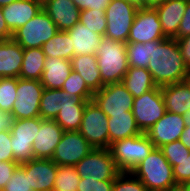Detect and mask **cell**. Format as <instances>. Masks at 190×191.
Wrapping results in <instances>:
<instances>
[{"label": "cell", "instance_id": "cell-26", "mask_svg": "<svg viewBox=\"0 0 190 191\" xmlns=\"http://www.w3.org/2000/svg\"><path fill=\"white\" fill-rule=\"evenodd\" d=\"M67 32L71 37L74 56L95 54L103 38L102 35L92 32L91 29L85 27V25L80 22Z\"/></svg>", "mask_w": 190, "mask_h": 191}, {"label": "cell", "instance_id": "cell-39", "mask_svg": "<svg viewBox=\"0 0 190 191\" xmlns=\"http://www.w3.org/2000/svg\"><path fill=\"white\" fill-rule=\"evenodd\" d=\"M2 191H33L29 185L25 170L19 165Z\"/></svg>", "mask_w": 190, "mask_h": 191}, {"label": "cell", "instance_id": "cell-32", "mask_svg": "<svg viewBox=\"0 0 190 191\" xmlns=\"http://www.w3.org/2000/svg\"><path fill=\"white\" fill-rule=\"evenodd\" d=\"M126 52L129 67L146 68L152 53V41L146 43H127Z\"/></svg>", "mask_w": 190, "mask_h": 191}, {"label": "cell", "instance_id": "cell-12", "mask_svg": "<svg viewBox=\"0 0 190 191\" xmlns=\"http://www.w3.org/2000/svg\"><path fill=\"white\" fill-rule=\"evenodd\" d=\"M164 35L155 8L142 7L136 12L130 29L127 43H146L149 41H163Z\"/></svg>", "mask_w": 190, "mask_h": 191}, {"label": "cell", "instance_id": "cell-23", "mask_svg": "<svg viewBox=\"0 0 190 191\" xmlns=\"http://www.w3.org/2000/svg\"><path fill=\"white\" fill-rule=\"evenodd\" d=\"M160 88L166 111L182 115L190 109V82L188 80Z\"/></svg>", "mask_w": 190, "mask_h": 191}, {"label": "cell", "instance_id": "cell-17", "mask_svg": "<svg viewBox=\"0 0 190 191\" xmlns=\"http://www.w3.org/2000/svg\"><path fill=\"white\" fill-rule=\"evenodd\" d=\"M64 130L54 120L42 119L32 145L34 158L51 159Z\"/></svg>", "mask_w": 190, "mask_h": 191}, {"label": "cell", "instance_id": "cell-30", "mask_svg": "<svg viewBox=\"0 0 190 191\" xmlns=\"http://www.w3.org/2000/svg\"><path fill=\"white\" fill-rule=\"evenodd\" d=\"M46 58H62L70 60L74 57L71 37L67 31H58L48 42L42 45Z\"/></svg>", "mask_w": 190, "mask_h": 191}, {"label": "cell", "instance_id": "cell-20", "mask_svg": "<svg viewBox=\"0 0 190 191\" xmlns=\"http://www.w3.org/2000/svg\"><path fill=\"white\" fill-rule=\"evenodd\" d=\"M43 10L60 31H68L80 19V10L72 0H44Z\"/></svg>", "mask_w": 190, "mask_h": 191}, {"label": "cell", "instance_id": "cell-2", "mask_svg": "<svg viewBox=\"0 0 190 191\" xmlns=\"http://www.w3.org/2000/svg\"><path fill=\"white\" fill-rule=\"evenodd\" d=\"M131 172L148 190L172 191L179 188L174 180L172 166L160 148H154Z\"/></svg>", "mask_w": 190, "mask_h": 191}, {"label": "cell", "instance_id": "cell-43", "mask_svg": "<svg viewBox=\"0 0 190 191\" xmlns=\"http://www.w3.org/2000/svg\"><path fill=\"white\" fill-rule=\"evenodd\" d=\"M18 166L19 164L14 161L0 162V191L9 182L10 177Z\"/></svg>", "mask_w": 190, "mask_h": 191}, {"label": "cell", "instance_id": "cell-40", "mask_svg": "<svg viewBox=\"0 0 190 191\" xmlns=\"http://www.w3.org/2000/svg\"><path fill=\"white\" fill-rule=\"evenodd\" d=\"M174 180L178 187L190 183V154L177 165L172 166Z\"/></svg>", "mask_w": 190, "mask_h": 191}, {"label": "cell", "instance_id": "cell-16", "mask_svg": "<svg viewBox=\"0 0 190 191\" xmlns=\"http://www.w3.org/2000/svg\"><path fill=\"white\" fill-rule=\"evenodd\" d=\"M20 166L25 170L33 191H52L54 189L58 165L51 159L34 158Z\"/></svg>", "mask_w": 190, "mask_h": 191}, {"label": "cell", "instance_id": "cell-50", "mask_svg": "<svg viewBox=\"0 0 190 191\" xmlns=\"http://www.w3.org/2000/svg\"><path fill=\"white\" fill-rule=\"evenodd\" d=\"M165 1L166 0H142V7L154 8L155 6H157L160 3H163Z\"/></svg>", "mask_w": 190, "mask_h": 191}, {"label": "cell", "instance_id": "cell-7", "mask_svg": "<svg viewBox=\"0 0 190 191\" xmlns=\"http://www.w3.org/2000/svg\"><path fill=\"white\" fill-rule=\"evenodd\" d=\"M138 9L136 5L126 0H111L110 5L105 10L107 27L104 36L127 43Z\"/></svg>", "mask_w": 190, "mask_h": 191}, {"label": "cell", "instance_id": "cell-25", "mask_svg": "<svg viewBox=\"0 0 190 191\" xmlns=\"http://www.w3.org/2000/svg\"><path fill=\"white\" fill-rule=\"evenodd\" d=\"M72 71L71 61L62 58H46L41 84L47 89H61Z\"/></svg>", "mask_w": 190, "mask_h": 191}, {"label": "cell", "instance_id": "cell-31", "mask_svg": "<svg viewBox=\"0 0 190 191\" xmlns=\"http://www.w3.org/2000/svg\"><path fill=\"white\" fill-rule=\"evenodd\" d=\"M85 106L86 105L66 106L60 109L54 121L59 124L64 131H79Z\"/></svg>", "mask_w": 190, "mask_h": 191}, {"label": "cell", "instance_id": "cell-35", "mask_svg": "<svg viewBox=\"0 0 190 191\" xmlns=\"http://www.w3.org/2000/svg\"><path fill=\"white\" fill-rule=\"evenodd\" d=\"M17 78H0V112L9 115L17 98Z\"/></svg>", "mask_w": 190, "mask_h": 191}, {"label": "cell", "instance_id": "cell-13", "mask_svg": "<svg viewBox=\"0 0 190 191\" xmlns=\"http://www.w3.org/2000/svg\"><path fill=\"white\" fill-rule=\"evenodd\" d=\"M93 149L79 131H64L51 160L58 166H75Z\"/></svg>", "mask_w": 190, "mask_h": 191}, {"label": "cell", "instance_id": "cell-36", "mask_svg": "<svg viewBox=\"0 0 190 191\" xmlns=\"http://www.w3.org/2000/svg\"><path fill=\"white\" fill-rule=\"evenodd\" d=\"M62 90L69 92L72 97H80L82 100H92L93 92L87 87L85 80L75 71L65 80Z\"/></svg>", "mask_w": 190, "mask_h": 191}, {"label": "cell", "instance_id": "cell-38", "mask_svg": "<svg viewBox=\"0 0 190 191\" xmlns=\"http://www.w3.org/2000/svg\"><path fill=\"white\" fill-rule=\"evenodd\" d=\"M145 185L132 172H120L114 179L112 191H145Z\"/></svg>", "mask_w": 190, "mask_h": 191}, {"label": "cell", "instance_id": "cell-18", "mask_svg": "<svg viewBox=\"0 0 190 191\" xmlns=\"http://www.w3.org/2000/svg\"><path fill=\"white\" fill-rule=\"evenodd\" d=\"M88 101L82 100L80 97H75L62 89H47L43 90L40 99V117L42 119L54 120L60 109L66 106L86 105Z\"/></svg>", "mask_w": 190, "mask_h": 191}, {"label": "cell", "instance_id": "cell-33", "mask_svg": "<svg viewBox=\"0 0 190 191\" xmlns=\"http://www.w3.org/2000/svg\"><path fill=\"white\" fill-rule=\"evenodd\" d=\"M81 177L75 166H58L54 190L57 191H77Z\"/></svg>", "mask_w": 190, "mask_h": 191}, {"label": "cell", "instance_id": "cell-47", "mask_svg": "<svg viewBox=\"0 0 190 191\" xmlns=\"http://www.w3.org/2000/svg\"><path fill=\"white\" fill-rule=\"evenodd\" d=\"M13 37L12 31L8 28L2 9L0 7V41L8 40Z\"/></svg>", "mask_w": 190, "mask_h": 191}, {"label": "cell", "instance_id": "cell-21", "mask_svg": "<svg viewBox=\"0 0 190 191\" xmlns=\"http://www.w3.org/2000/svg\"><path fill=\"white\" fill-rule=\"evenodd\" d=\"M187 7V0H166L155 6L162 31L167 38H174Z\"/></svg>", "mask_w": 190, "mask_h": 191}, {"label": "cell", "instance_id": "cell-42", "mask_svg": "<svg viewBox=\"0 0 190 191\" xmlns=\"http://www.w3.org/2000/svg\"><path fill=\"white\" fill-rule=\"evenodd\" d=\"M3 161H14L11 147V131L9 128L0 131V162Z\"/></svg>", "mask_w": 190, "mask_h": 191}, {"label": "cell", "instance_id": "cell-41", "mask_svg": "<svg viewBox=\"0 0 190 191\" xmlns=\"http://www.w3.org/2000/svg\"><path fill=\"white\" fill-rule=\"evenodd\" d=\"M114 180H91L81 178L77 191H112Z\"/></svg>", "mask_w": 190, "mask_h": 191}, {"label": "cell", "instance_id": "cell-22", "mask_svg": "<svg viewBox=\"0 0 190 191\" xmlns=\"http://www.w3.org/2000/svg\"><path fill=\"white\" fill-rule=\"evenodd\" d=\"M23 52L13 38L0 41V78H20Z\"/></svg>", "mask_w": 190, "mask_h": 191}, {"label": "cell", "instance_id": "cell-1", "mask_svg": "<svg viewBox=\"0 0 190 191\" xmlns=\"http://www.w3.org/2000/svg\"><path fill=\"white\" fill-rule=\"evenodd\" d=\"M147 70L159 87L185 81L190 75L175 38L152 41V53Z\"/></svg>", "mask_w": 190, "mask_h": 191}, {"label": "cell", "instance_id": "cell-19", "mask_svg": "<svg viewBox=\"0 0 190 191\" xmlns=\"http://www.w3.org/2000/svg\"><path fill=\"white\" fill-rule=\"evenodd\" d=\"M8 28L14 33L43 9L41 0H17L1 7Z\"/></svg>", "mask_w": 190, "mask_h": 191}, {"label": "cell", "instance_id": "cell-44", "mask_svg": "<svg viewBox=\"0 0 190 191\" xmlns=\"http://www.w3.org/2000/svg\"><path fill=\"white\" fill-rule=\"evenodd\" d=\"M80 11L86 9L106 10L111 0H72Z\"/></svg>", "mask_w": 190, "mask_h": 191}, {"label": "cell", "instance_id": "cell-52", "mask_svg": "<svg viewBox=\"0 0 190 191\" xmlns=\"http://www.w3.org/2000/svg\"><path fill=\"white\" fill-rule=\"evenodd\" d=\"M126 1L136 5L138 8H142V0H126Z\"/></svg>", "mask_w": 190, "mask_h": 191}, {"label": "cell", "instance_id": "cell-49", "mask_svg": "<svg viewBox=\"0 0 190 191\" xmlns=\"http://www.w3.org/2000/svg\"><path fill=\"white\" fill-rule=\"evenodd\" d=\"M10 118L7 114L0 112V131H4L9 128Z\"/></svg>", "mask_w": 190, "mask_h": 191}, {"label": "cell", "instance_id": "cell-34", "mask_svg": "<svg viewBox=\"0 0 190 191\" xmlns=\"http://www.w3.org/2000/svg\"><path fill=\"white\" fill-rule=\"evenodd\" d=\"M79 22L92 32L104 36L107 27L105 10L86 9L80 11Z\"/></svg>", "mask_w": 190, "mask_h": 191}, {"label": "cell", "instance_id": "cell-27", "mask_svg": "<svg viewBox=\"0 0 190 191\" xmlns=\"http://www.w3.org/2000/svg\"><path fill=\"white\" fill-rule=\"evenodd\" d=\"M109 147L111 143L142 134L132 111L108 117Z\"/></svg>", "mask_w": 190, "mask_h": 191}, {"label": "cell", "instance_id": "cell-8", "mask_svg": "<svg viewBox=\"0 0 190 191\" xmlns=\"http://www.w3.org/2000/svg\"><path fill=\"white\" fill-rule=\"evenodd\" d=\"M40 80L17 78V98L8 115L10 119L40 117V99L44 90Z\"/></svg>", "mask_w": 190, "mask_h": 191}, {"label": "cell", "instance_id": "cell-37", "mask_svg": "<svg viewBox=\"0 0 190 191\" xmlns=\"http://www.w3.org/2000/svg\"><path fill=\"white\" fill-rule=\"evenodd\" d=\"M160 149L171 166L177 165L190 154V150L180 140L164 144Z\"/></svg>", "mask_w": 190, "mask_h": 191}, {"label": "cell", "instance_id": "cell-10", "mask_svg": "<svg viewBox=\"0 0 190 191\" xmlns=\"http://www.w3.org/2000/svg\"><path fill=\"white\" fill-rule=\"evenodd\" d=\"M108 117L97 104L88 101L82 117L80 134L94 148L109 149Z\"/></svg>", "mask_w": 190, "mask_h": 191}, {"label": "cell", "instance_id": "cell-24", "mask_svg": "<svg viewBox=\"0 0 190 191\" xmlns=\"http://www.w3.org/2000/svg\"><path fill=\"white\" fill-rule=\"evenodd\" d=\"M72 70L77 72L93 92L102 88L101 74L98 68L96 54L77 55L70 59Z\"/></svg>", "mask_w": 190, "mask_h": 191}, {"label": "cell", "instance_id": "cell-4", "mask_svg": "<svg viewBox=\"0 0 190 191\" xmlns=\"http://www.w3.org/2000/svg\"><path fill=\"white\" fill-rule=\"evenodd\" d=\"M155 148L145 133L111 143L109 150L120 172H131Z\"/></svg>", "mask_w": 190, "mask_h": 191}, {"label": "cell", "instance_id": "cell-48", "mask_svg": "<svg viewBox=\"0 0 190 191\" xmlns=\"http://www.w3.org/2000/svg\"><path fill=\"white\" fill-rule=\"evenodd\" d=\"M179 140L190 150V126H185Z\"/></svg>", "mask_w": 190, "mask_h": 191}, {"label": "cell", "instance_id": "cell-46", "mask_svg": "<svg viewBox=\"0 0 190 191\" xmlns=\"http://www.w3.org/2000/svg\"><path fill=\"white\" fill-rule=\"evenodd\" d=\"M176 40L178 41V46L181 51V56L186 66L190 70V35Z\"/></svg>", "mask_w": 190, "mask_h": 191}, {"label": "cell", "instance_id": "cell-45", "mask_svg": "<svg viewBox=\"0 0 190 191\" xmlns=\"http://www.w3.org/2000/svg\"><path fill=\"white\" fill-rule=\"evenodd\" d=\"M188 35H190V0H187L185 13L179 25L178 33L174 38L180 39Z\"/></svg>", "mask_w": 190, "mask_h": 191}, {"label": "cell", "instance_id": "cell-55", "mask_svg": "<svg viewBox=\"0 0 190 191\" xmlns=\"http://www.w3.org/2000/svg\"><path fill=\"white\" fill-rule=\"evenodd\" d=\"M172 191H183V190L179 187V188L174 189V190H172Z\"/></svg>", "mask_w": 190, "mask_h": 191}, {"label": "cell", "instance_id": "cell-15", "mask_svg": "<svg viewBox=\"0 0 190 191\" xmlns=\"http://www.w3.org/2000/svg\"><path fill=\"white\" fill-rule=\"evenodd\" d=\"M185 126L182 115L166 111L145 134L155 148H160L164 144L179 140Z\"/></svg>", "mask_w": 190, "mask_h": 191}, {"label": "cell", "instance_id": "cell-54", "mask_svg": "<svg viewBox=\"0 0 190 191\" xmlns=\"http://www.w3.org/2000/svg\"><path fill=\"white\" fill-rule=\"evenodd\" d=\"M183 191H190V185L189 184H184L180 187Z\"/></svg>", "mask_w": 190, "mask_h": 191}, {"label": "cell", "instance_id": "cell-6", "mask_svg": "<svg viewBox=\"0 0 190 191\" xmlns=\"http://www.w3.org/2000/svg\"><path fill=\"white\" fill-rule=\"evenodd\" d=\"M57 25L42 9L25 25L13 33V39L23 48H42L57 32Z\"/></svg>", "mask_w": 190, "mask_h": 191}, {"label": "cell", "instance_id": "cell-5", "mask_svg": "<svg viewBox=\"0 0 190 191\" xmlns=\"http://www.w3.org/2000/svg\"><path fill=\"white\" fill-rule=\"evenodd\" d=\"M41 117L10 119L11 147L14 162L19 165L34 159L32 145L39 131Z\"/></svg>", "mask_w": 190, "mask_h": 191}, {"label": "cell", "instance_id": "cell-51", "mask_svg": "<svg viewBox=\"0 0 190 191\" xmlns=\"http://www.w3.org/2000/svg\"><path fill=\"white\" fill-rule=\"evenodd\" d=\"M186 126H190V109L182 114Z\"/></svg>", "mask_w": 190, "mask_h": 191}, {"label": "cell", "instance_id": "cell-28", "mask_svg": "<svg viewBox=\"0 0 190 191\" xmlns=\"http://www.w3.org/2000/svg\"><path fill=\"white\" fill-rule=\"evenodd\" d=\"M122 83L134 98L157 86L153 81L151 73L146 68L136 67H128Z\"/></svg>", "mask_w": 190, "mask_h": 191}, {"label": "cell", "instance_id": "cell-29", "mask_svg": "<svg viewBox=\"0 0 190 191\" xmlns=\"http://www.w3.org/2000/svg\"><path fill=\"white\" fill-rule=\"evenodd\" d=\"M45 59L42 48L24 49L20 78L41 80Z\"/></svg>", "mask_w": 190, "mask_h": 191}, {"label": "cell", "instance_id": "cell-9", "mask_svg": "<svg viewBox=\"0 0 190 191\" xmlns=\"http://www.w3.org/2000/svg\"><path fill=\"white\" fill-rule=\"evenodd\" d=\"M81 178L91 180H114L120 171L111 152L106 148H94L75 165Z\"/></svg>", "mask_w": 190, "mask_h": 191}, {"label": "cell", "instance_id": "cell-3", "mask_svg": "<svg viewBox=\"0 0 190 191\" xmlns=\"http://www.w3.org/2000/svg\"><path fill=\"white\" fill-rule=\"evenodd\" d=\"M126 45L127 43L112 40L106 36L101 39L95 54L101 74L102 87L122 82L129 67Z\"/></svg>", "mask_w": 190, "mask_h": 191}, {"label": "cell", "instance_id": "cell-53", "mask_svg": "<svg viewBox=\"0 0 190 191\" xmlns=\"http://www.w3.org/2000/svg\"><path fill=\"white\" fill-rule=\"evenodd\" d=\"M17 0H0V7L7 6L10 3L16 2Z\"/></svg>", "mask_w": 190, "mask_h": 191}, {"label": "cell", "instance_id": "cell-11", "mask_svg": "<svg viewBox=\"0 0 190 191\" xmlns=\"http://www.w3.org/2000/svg\"><path fill=\"white\" fill-rule=\"evenodd\" d=\"M132 113L140 131L146 133L166 113L161 88L156 86L134 98Z\"/></svg>", "mask_w": 190, "mask_h": 191}, {"label": "cell", "instance_id": "cell-14", "mask_svg": "<svg viewBox=\"0 0 190 191\" xmlns=\"http://www.w3.org/2000/svg\"><path fill=\"white\" fill-rule=\"evenodd\" d=\"M92 100L107 117H112L132 111L134 97L121 82L105 85L93 94Z\"/></svg>", "mask_w": 190, "mask_h": 191}]
</instances>
